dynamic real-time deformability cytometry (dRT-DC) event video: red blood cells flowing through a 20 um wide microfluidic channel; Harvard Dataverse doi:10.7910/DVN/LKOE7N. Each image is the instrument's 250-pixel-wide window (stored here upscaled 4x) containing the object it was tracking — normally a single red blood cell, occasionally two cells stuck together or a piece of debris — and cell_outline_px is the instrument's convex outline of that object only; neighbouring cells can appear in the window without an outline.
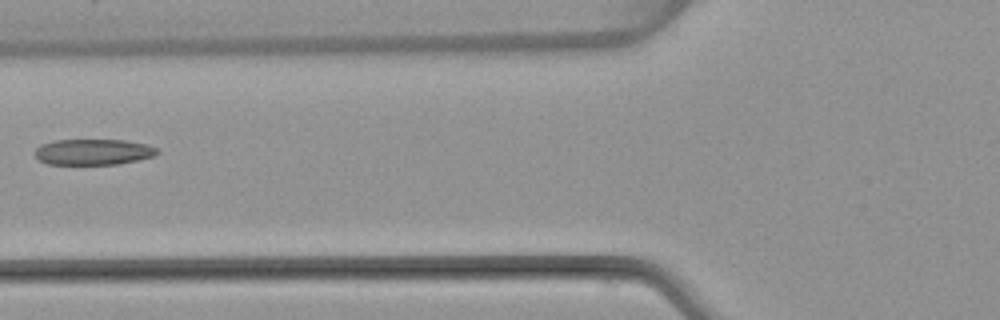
{"species": "common noctule bat (a hibernating species)", "species_latin": "Nyctalus noctula", "temperature_condition": "warm", "stored_images_in_passage": 5, "camera_frame_rate_fps": 3000, "um_per_image_px": 0.085, "animal": {"sex": "female", "body_mass_g": 22.7, "forearm_length_mm": 54.2}, "frame": {"image": 1, "passage_image": 5, "time_ms": 5.0, "image_size_px": [1000, 320], "cell_outline_px": [[160, 152], [156, 156], [116, 164], [48, 164], [40, 160], [32, 152], [40, 144], [56, 140], [124, 140], [148, 144], [156, 148]], "centroid_in_image_um": [7.93, 12.91], "position_along_channel_um": 117.9, "area_um2": 18.5}}